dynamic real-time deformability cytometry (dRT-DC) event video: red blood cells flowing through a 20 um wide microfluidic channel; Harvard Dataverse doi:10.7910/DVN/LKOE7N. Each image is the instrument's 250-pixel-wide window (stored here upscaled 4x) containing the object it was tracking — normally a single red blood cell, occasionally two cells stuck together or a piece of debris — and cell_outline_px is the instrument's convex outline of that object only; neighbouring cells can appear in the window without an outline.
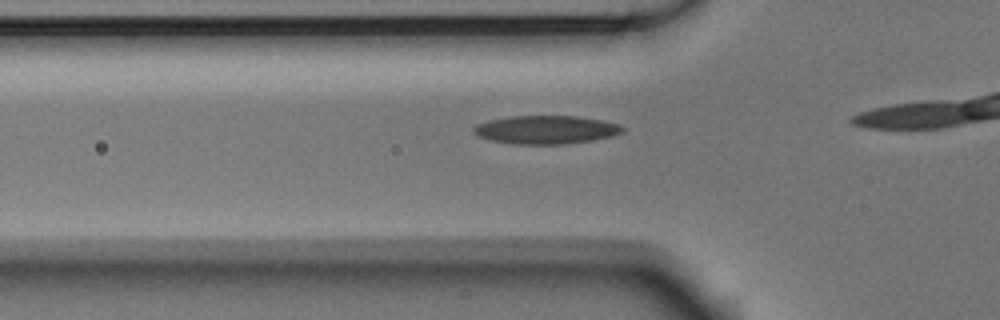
{"species": "Egyptian fruit bat (a non-hibernating species)", "species_latin": "Rousettus aegyptiacus", "temperature_condition": "room temperature", "stored_images_in_passage": 10, "camera_frame_rate_fps": 3000, "um_per_image_px": 0.085, "animal": {"sex": "male"}, "frame": {"image": 1, "passage_image": 5, "time_ms": 1.333, "image_size_px": [1000, 320], "cell_outline_px": [[624, 132], [612, 136], [592, 140], [564, 144], [516, 144], [488, 140], [476, 136], [472, 132], [472, 128], [476, 124], [488, 120], [512, 116], [576, 116], [604, 120], [620, 124], [624, 128]], "centroid_in_image_um": [46.38, 11.02], "position_along_channel_um": 79.4, "area_um2": 24.85}}
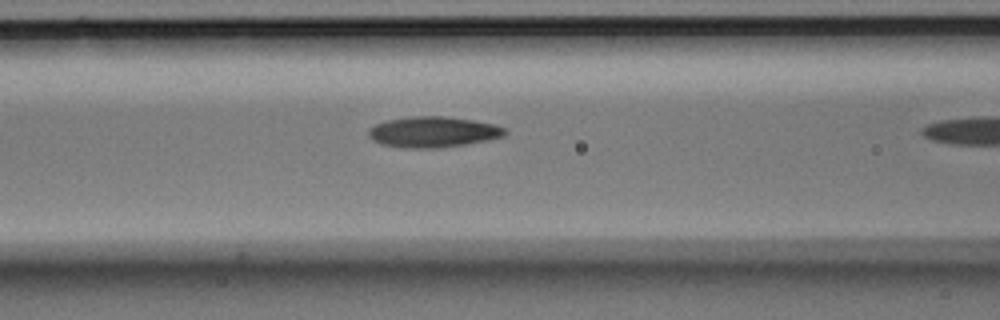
{"frame": {"image": 2, "passage_image": 9, "time_ms": 2.667, "image_size_px": [1000, 320], "cell_outline_px": [[508, 132], [504, 136], [488, 140], [464, 144], [432, 148], [412, 148], [380, 144], [372, 140], [368, 136], [368, 128], [376, 124], [388, 120], [412, 116], [444, 116], [472, 120], [496, 124], [508, 128]], "centroid_in_image_um": [36.84, 11.21], "position_along_channel_um": 129.8, "area_um2": 24.45}}